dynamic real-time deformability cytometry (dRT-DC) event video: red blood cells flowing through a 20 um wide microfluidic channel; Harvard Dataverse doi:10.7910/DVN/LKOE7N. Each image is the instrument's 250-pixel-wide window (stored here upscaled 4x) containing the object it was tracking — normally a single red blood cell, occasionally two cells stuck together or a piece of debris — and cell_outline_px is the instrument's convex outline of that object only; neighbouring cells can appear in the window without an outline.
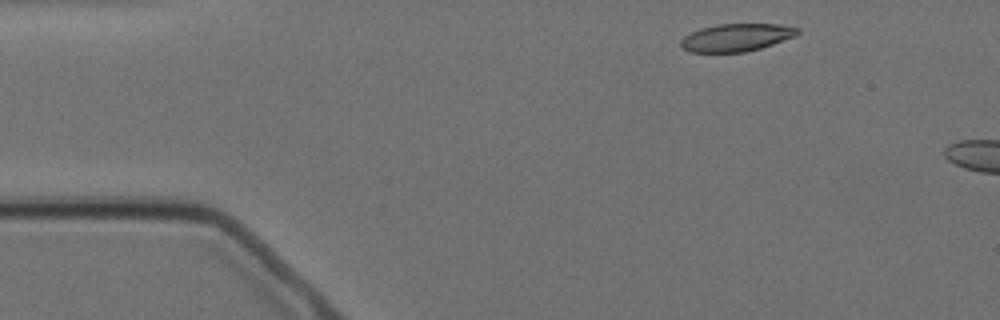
{"species": "Egyptian fruit bat (a non-hibernating species)", "species_latin": "Rousettus aegyptiacus", "temperature_condition": "cold", "stored_images_in_passage": 3, "camera_frame_rate_fps": 3000, "um_per_image_px": 0.085, "animal": {"sex": "female"}, "frame": {"image": 1, "passage_image": 1, "time_ms": 0.0, "image_size_px": [1000, 320], "cell_outline_px": [[800, 32], [796, 36], [760, 48], [744, 52], [688, 52], [680, 48], [680, 40], [684, 36], [700, 28], [716, 24], [780, 24], [800, 28]], "centroid_in_image_um": [62.57, 3.18], "position_along_channel_um": 22.4, "area_um2": 18.96}}